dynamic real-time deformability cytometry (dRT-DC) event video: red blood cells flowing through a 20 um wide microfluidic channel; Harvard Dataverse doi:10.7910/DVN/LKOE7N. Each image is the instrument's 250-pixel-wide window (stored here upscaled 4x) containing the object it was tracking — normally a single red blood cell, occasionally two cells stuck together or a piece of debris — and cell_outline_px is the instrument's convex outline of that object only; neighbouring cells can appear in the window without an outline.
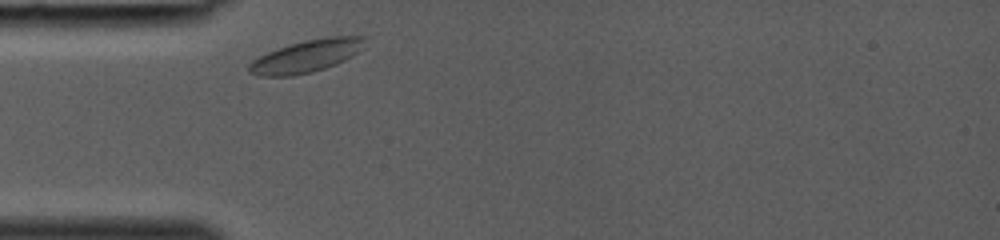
{"species": "common noctule bat (a hibernating species)", "species_latin": "Nyctalus noctula", "temperature_condition": "room temperature", "stored_images_in_passage": 23, "camera_frame_rate_fps": 3000, "um_per_image_px": 0.085, "animal": {"sex": "female", "body_mass_g": 19.0, "forearm_length_mm": 53.3}, "frame": {"image": 1, "passage_image": 1, "time_ms": 0.0, "image_size_px": [1000, 240], "cell_outline_px": [[368, 36], [364, 48], [352, 56], [336, 64], [312, 72], [292, 76], [260, 76], [248, 72], [248, 64], [252, 60], [268, 52], [304, 40], [328, 36]], "centroid_in_image_um": [26.09, 4.76], "position_along_channel_um": 58.9, "area_um2": 21.91}}
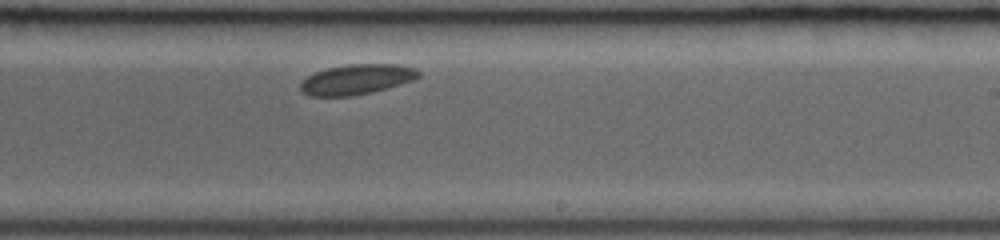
{"frame": {"image": 2, "passage_image": 14, "time_ms": 4.333, "image_size_px": [1000, 240], "cell_outline_px": [[420, 76], [412, 80], [372, 92], [352, 96], [308, 96], [300, 92], [300, 84], [308, 76], [316, 72], [328, 68], [348, 64], [396, 64], [412, 68], [420, 72]], "centroid_in_image_um": [30.27, 6.75], "position_along_channel_um": 258.7, "area_um2": 20.52}}
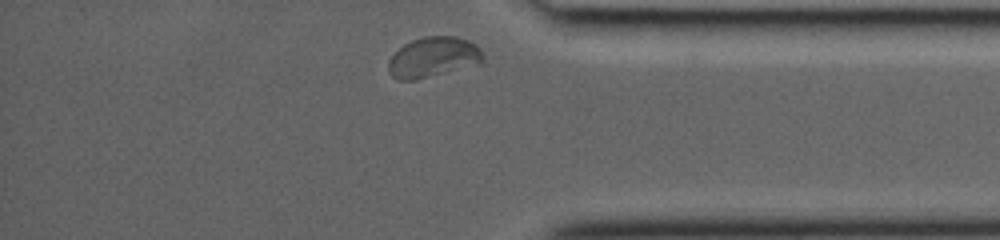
{"frame": {"image": 3, "passage_image": 23, "time_ms": 7.333, "image_size_px": [1000, 240], "cell_outline_px": [[484, 60], [480, 64], [416, 80], [396, 80], [388, 72], [388, 60], [404, 44], [412, 40], [424, 36], [456, 36], [468, 40], [476, 44], [480, 48], [484, 56]], "centroid_in_image_um": [36.84, 4.87], "position_along_channel_um": 398.4, "area_um2": 22.43}}